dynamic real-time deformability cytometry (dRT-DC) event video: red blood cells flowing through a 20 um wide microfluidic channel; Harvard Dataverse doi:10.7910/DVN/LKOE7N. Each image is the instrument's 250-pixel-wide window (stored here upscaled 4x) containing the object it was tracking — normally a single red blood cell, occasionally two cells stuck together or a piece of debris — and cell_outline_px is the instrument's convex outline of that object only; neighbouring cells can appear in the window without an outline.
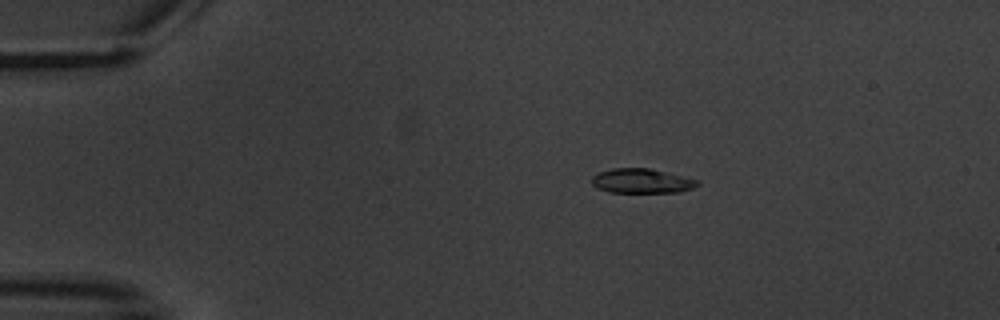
{"species": "common noctule bat (a hibernating species)", "species_latin": "Nyctalus noctula", "temperature_condition": "warm", "stored_images_in_passage": 4, "camera_frame_rate_fps": 3000, "um_per_image_px": 0.085, "animal": {"sex": "male", "body_mass_g": 20.1, "forearm_length_mm": 53.5}, "frame": {"image": 1, "passage_image": 1, "time_ms": 0.0, "image_size_px": [1000, 320], "cell_outline_px": [[700, 184], [692, 188], [680, 192], [608, 192], [596, 188], [592, 184], [592, 176], [600, 172], [612, 168], [648, 168], [700, 180]], "centroid_in_image_um": [54.54, 15.38], "position_along_channel_um": 30.5, "area_um2": 15.09}}
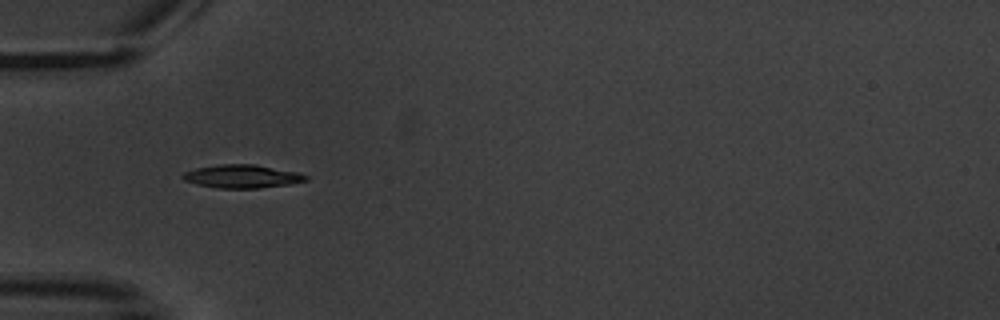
{"frame": {"image": 2, "passage_image": 3, "time_ms": 2.667, "image_size_px": [1000, 320], "cell_outline_px": [[308, 180], [292, 184], [256, 188], [216, 188], [196, 184], [184, 180], [180, 176], [184, 172], [196, 168], [216, 164], [256, 164], [296, 172], [308, 176]], "centroid_in_image_um": [20.55, 14.99], "position_along_channel_um": 64.4, "area_um2": 16.76}}